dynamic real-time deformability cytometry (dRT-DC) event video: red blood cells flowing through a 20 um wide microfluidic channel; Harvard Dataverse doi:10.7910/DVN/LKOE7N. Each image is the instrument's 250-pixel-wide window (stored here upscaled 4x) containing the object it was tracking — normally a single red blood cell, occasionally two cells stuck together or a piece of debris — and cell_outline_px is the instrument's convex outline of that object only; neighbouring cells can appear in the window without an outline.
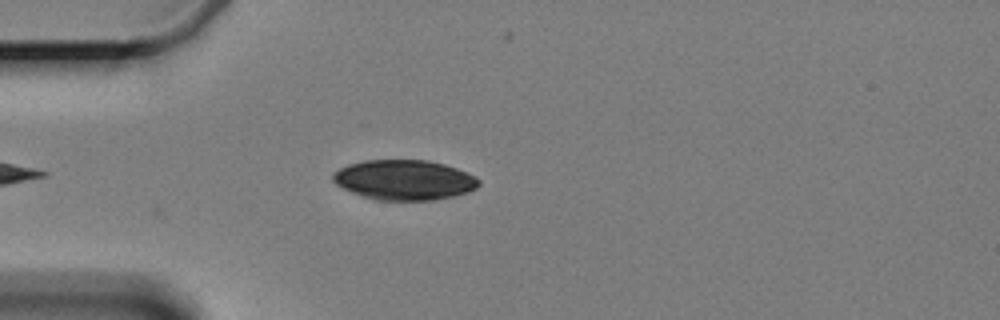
{"species": "Egyptian fruit bat (a non-hibernating species)", "species_latin": "Rousettus aegyptiacus", "temperature_condition": "cold", "stored_images_in_passage": 2, "camera_frame_rate_fps": 3000, "um_per_image_px": 0.085, "animal": {"sex": "female"}, "frame": {"image": 1, "passage_image": 2, "time_ms": 1.0, "image_size_px": [1000, 320], "cell_outline_px": [[480, 184], [476, 188], [468, 192], [452, 196], [432, 200], [376, 200], [352, 192], [336, 184], [332, 180], [332, 172], [348, 164], [364, 160], [428, 160], [444, 164], [468, 172], [476, 176], [480, 180]], "centroid_in_image_um": [34.37, 15.28], "position_along_channel_um": 50.6, "area_um2": 34.1}}